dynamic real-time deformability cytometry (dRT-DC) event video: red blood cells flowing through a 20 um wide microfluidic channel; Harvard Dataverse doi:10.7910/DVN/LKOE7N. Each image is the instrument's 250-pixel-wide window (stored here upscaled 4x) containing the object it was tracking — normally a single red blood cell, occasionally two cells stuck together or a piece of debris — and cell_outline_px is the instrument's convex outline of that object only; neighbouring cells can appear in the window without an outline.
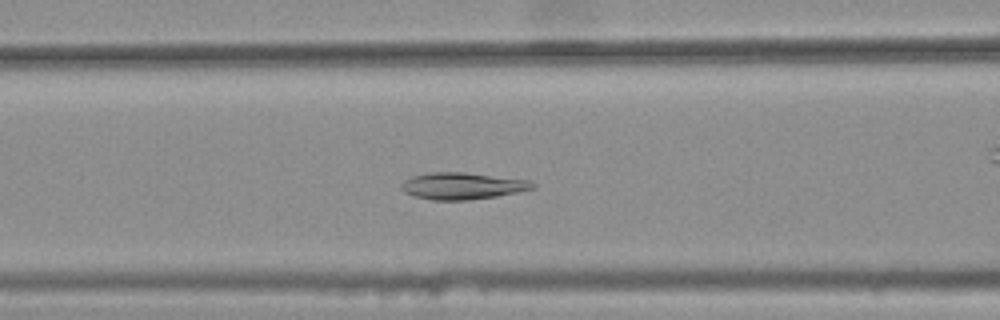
{"species": "common noctule bat (a hibernating species)", "species_latin": "Nyctalus noctula", "temperature_condition": "warm", "stored_images_in_passage": 38, "camera_frame_rate_fps": 3000, "um_per_image_px": 0.085, "animal": {"sex": "female", "body_mass_g": 25.1}, "frame": {"image": 1, "passage_image": 14, "time_ms": 4.333, "image_size_px": [1000, 320], "cell_outline_px": [[536, 188], [496, 196], [468, 200], [432, 200], [412, 196], [404, 192], [400, 188], [400, 184], [404, 180], [412, 176], [428, 172], [464, 172], [532, 180], [536, 184]], "centroid_in_image_um": [39.29, 15.8], "position_along_channel_um": 127.3, "area_um2": 20.75}}
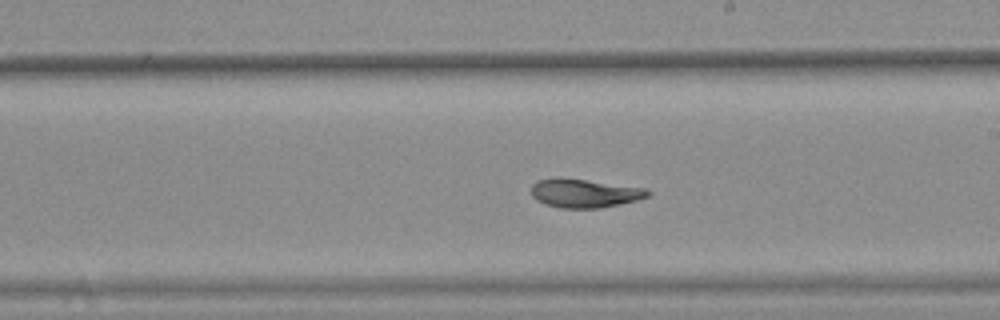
{"frame": {"image": 2, "passage_image": 23, "time_ms": 7.333, "image_size_px": [1000, 320], "cell_outline_px": [[652, 192], [648, 196], [636, 200], [620, 204], [600, 208], [560, 208], [544, 204], [536, 200], [532, 196], [532, 184], [536, 180], [584, 180], [648, 188]], "centroid_in_image_um": [49.73, 16.46], "position_along_channel_um": 239.3, "area_um2": 18.96}}
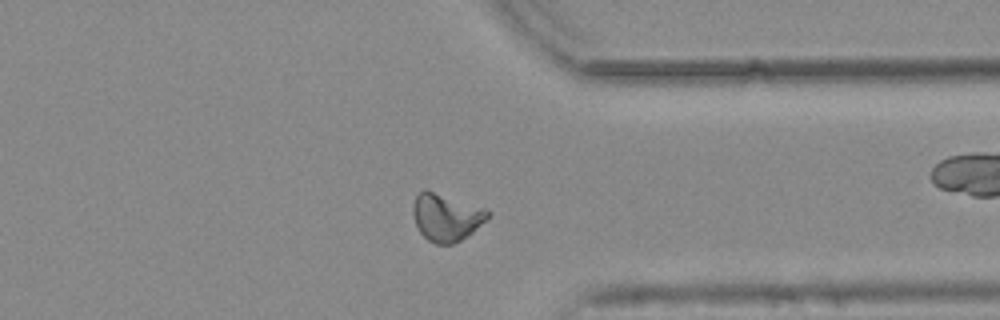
{"frame": {"image": 3, "passage_image": 34, "time_ms": 11.0, "image_size_px": [1000, 320], "cell_outline_px": [[492, 212], [472, 232], [460, 240], [452, 244], [436, 244], [428, 240], [420, 232], [416, 224], [412, 212], [412, 204], [416, 196], [424, 188], [484, 208]], "centroid_in_image_um": [37.89, 18.45], "position_along_channel_um": 373.5, "area_um2": 20.4}, "authors_computed_cell_mechanics": {"area_um2": 19.941, "velocity_mm_per_s": 3.7471, "shape_relaxation_time_tau1_ms": null, "shape_relaxation_time_tau2_ms": 2.8675, "deformation_change_tau1": null, "deformation_change_tau2": 0.0555}}